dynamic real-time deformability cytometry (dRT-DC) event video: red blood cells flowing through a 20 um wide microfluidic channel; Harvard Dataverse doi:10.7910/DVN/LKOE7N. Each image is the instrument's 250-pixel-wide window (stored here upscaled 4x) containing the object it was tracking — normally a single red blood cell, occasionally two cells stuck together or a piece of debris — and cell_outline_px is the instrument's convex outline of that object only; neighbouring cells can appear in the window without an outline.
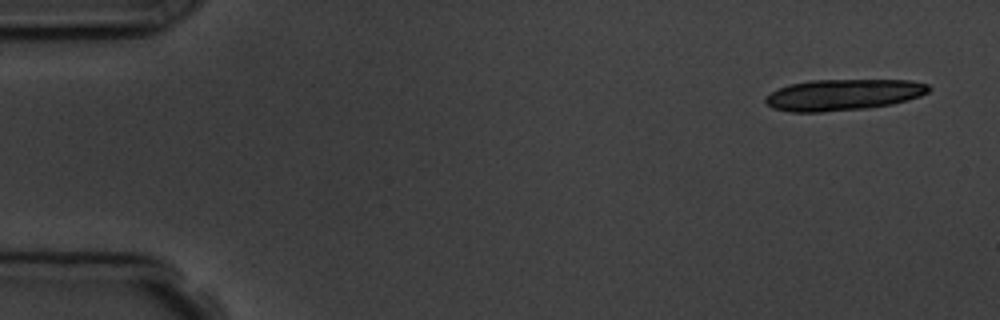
{"species": "common noctule bat (a hibernating species)", "species_latin": "Nyctalus noctula", "temperature_condition": "room temperature", "stored_images_in_passage": 6, "camera_frame_rate_fps": 3000, "um_per_image_px": 0.085, "animal": {"sex": "male", "body_mass_g": 19.5, "forearm_length_mm": 54.6}, "frame": {"image": 1, "passage_image": 1, "time_ms": 0.0, "image_size_px": [1000, 320], "cell_outline_px": [[932, 88], [928, 92], [920, 96], [892, 104], [868, 108], [820, 112], [792, 112], [772, 108], [764, 100], [764, 96], [788, 84], [808, 80], [912, 80], [928, 84]], "centroid_in_image_um": [71.67, 8.05], "position_along_channel_um": 13.3, "area_um2": 29.82}}
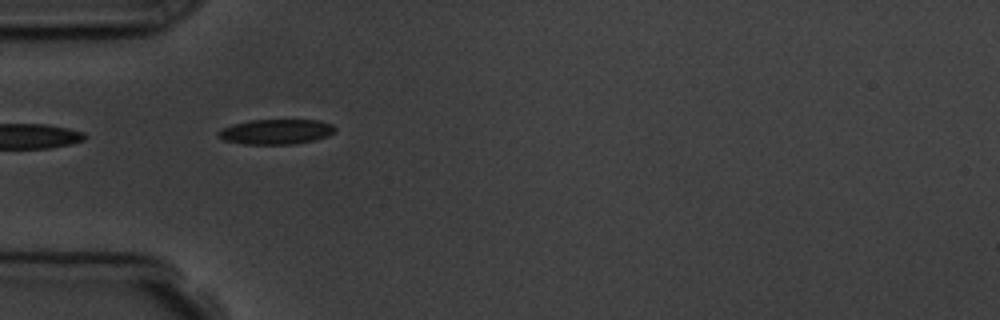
{"frame": {"image": 2, "passage_image": 5, "time_ms": 4.667, "image_size_px": [1000, 320], "cell_outline_px": [[336, 132], [328, 136], [316, 140], [292, 144], [244, 144], [224, 140], [216, 136], [224, 128], [232, 124], [252, 120], [316, 120], [332, 124], [336, 128]], "centroid_in_image_um": [23.51, 11.2], "position_along_channel_um": 61.5, "area_um2": 16.99}}